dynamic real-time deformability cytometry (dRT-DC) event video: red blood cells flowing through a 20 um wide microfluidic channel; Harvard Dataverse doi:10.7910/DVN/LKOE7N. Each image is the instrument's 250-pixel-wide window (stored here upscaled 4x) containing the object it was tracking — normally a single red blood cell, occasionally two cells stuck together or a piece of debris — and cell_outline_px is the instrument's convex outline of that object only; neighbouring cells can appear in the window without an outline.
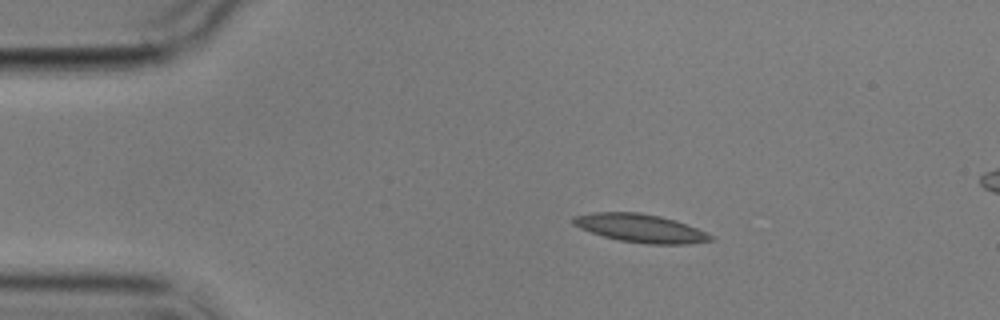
{"species": "common noctule bat (a hibernating species)", "species_latin": "Nyctalus noctula", "temperature_condition": "cold", "stored_images_in_passage": 5, "camera_frame_rate_fps": 3000, "um_per_image_px": 0.085, "animal": {"sex": "male", "body_mass_g": 17.9}, "frame": {"image": 1, "passage_image": 2, "time_ms": 1.0, "image_size_px": [1000, 320], "cell_outline_px": [[716, 240], [688, 244], [648, 244], [620, 240], [604, 236], [580, 228], [572, 224], [572, 216], [592, 212], [640, 212], [660, 216], [676, 220], [708, 232]], "centroid_in_image_um": [54.47, 19.39], "position_along_channel_um": 30.5, "area_um2": 22.77}}
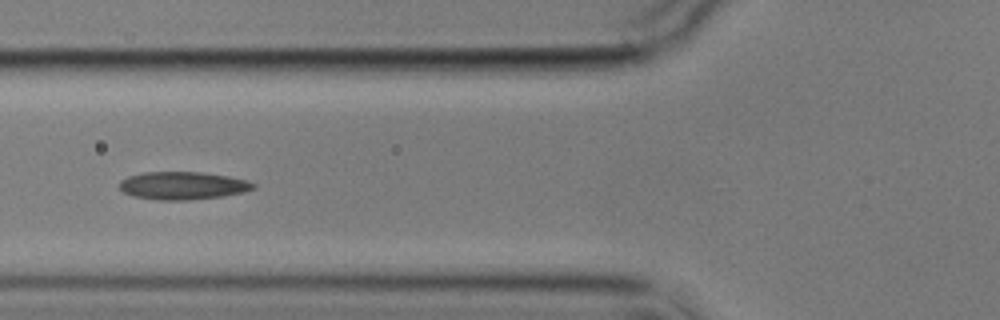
{"frame": {"image": 2, "passage_image": 5, "time_ms": 4.667, "image_size_px": [1000, 320], "cell_outline_px": [[256, 188], [244, 192], [224, 196], [188, 200], [156, 200], [132, 196], [124, 192], [120, 188], [120, 180], [128, 176], [144, 172], [200, 172], [228, 176], [248, 180], [256, 184]], "centroid_in_image_um": [15.55, 15.78], "position_along_channel_um": 110.2, "area_um2": 21.85}}